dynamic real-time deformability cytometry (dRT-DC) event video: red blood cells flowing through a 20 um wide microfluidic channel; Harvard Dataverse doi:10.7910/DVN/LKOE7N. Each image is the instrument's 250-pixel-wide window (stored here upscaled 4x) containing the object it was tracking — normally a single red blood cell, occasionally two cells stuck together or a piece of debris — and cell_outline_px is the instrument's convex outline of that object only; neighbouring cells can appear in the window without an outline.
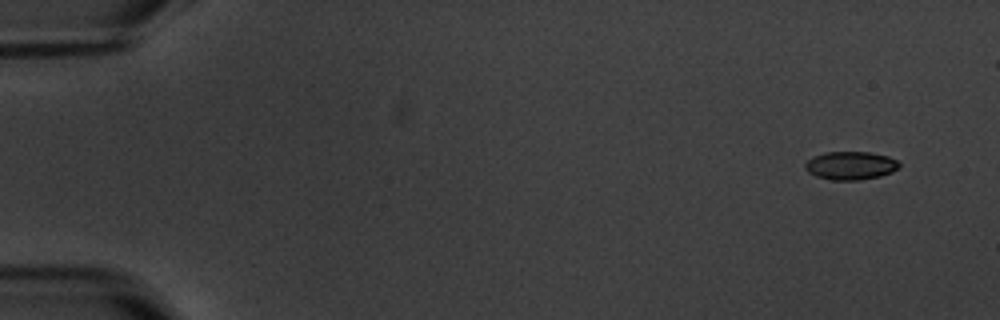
{"species": "common noctule bat (a hibernating species)", "species_latin": "Nyctalus noctula", "temperature_condition": "warm", "stored_images_in_passage": 5, "camera_frame_rate_fps": 3000, "um_per_image_px": 0.085, "animal": {"sex": "male", "body_mass_g": 20.1, "forearm_length_mm": 53.5}, "frame": {"image": 1, "passage_image": 1, "time_ms": 0.0, "image_size_px": [1000, 320], "cell_outline_px": [[900, 168], [892, 172], [880, 176], [860, 180], [832, 180], [816, 176], [808, 172], [804, 168], [804, 164], [812, 156], [824, 152], [868, 152], [888, 156], [896, 160], [900, 164]], "centroid_in_image_um": [72.29, 14.07], "position_along_channel_um": 12.7, "area_um2": 15.61}}